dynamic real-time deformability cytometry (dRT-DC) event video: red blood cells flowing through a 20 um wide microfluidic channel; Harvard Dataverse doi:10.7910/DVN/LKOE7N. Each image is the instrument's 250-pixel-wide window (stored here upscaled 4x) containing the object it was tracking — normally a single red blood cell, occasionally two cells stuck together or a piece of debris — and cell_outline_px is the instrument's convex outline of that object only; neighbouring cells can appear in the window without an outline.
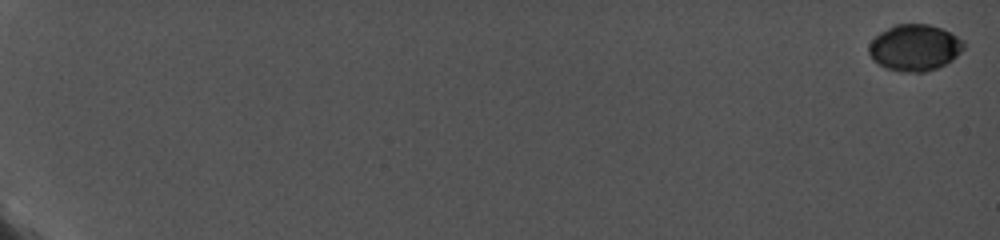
{"species": "common noctule bat (a hibernating species)", "species_latin": "Nyctalus noctula", "temperature_condition": "cold", "stored_images_in_passage": 11, "camera_frame_rate_fps": 5000, "um_per_image_px": 0.085, "animal": {"sex": "female", "body_mass_g": 19.0, "forearm_length_mm": 56.7}, "frame": {"image": 1, "passage_image": 1, "time_ms": 0.0, "image_size_px": [1000, 240], "cell_outline_px": [[964, 48], [952, 60], [936, 68], [924, 72], [900, 72], [884, 68], [872, 60], [868, 52], [868, 44], [880, 32], [896, 24], [928, 24], [940, 28], [964, 40]], "centroid_in_image_um": [77.71, 4.06], "position_along_channel_um": 7.3, "area_um2": 25.66}}